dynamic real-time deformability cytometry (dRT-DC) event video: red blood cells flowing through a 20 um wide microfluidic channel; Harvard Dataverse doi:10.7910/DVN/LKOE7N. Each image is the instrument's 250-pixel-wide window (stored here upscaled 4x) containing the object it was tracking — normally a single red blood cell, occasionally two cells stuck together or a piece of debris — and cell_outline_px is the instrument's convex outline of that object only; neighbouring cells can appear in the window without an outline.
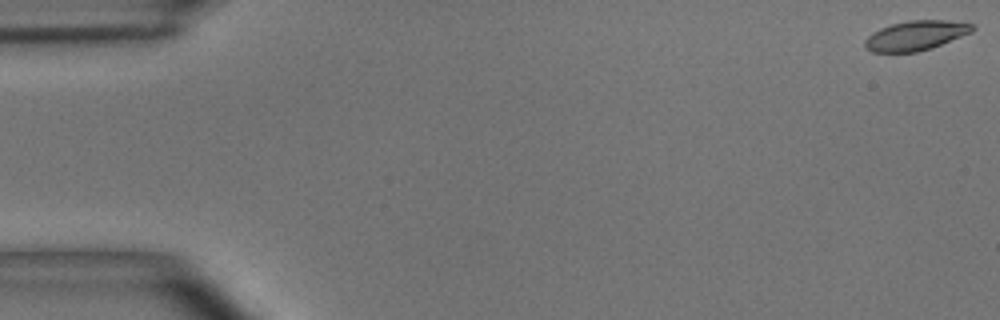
{"species": "common noctule bat (a hibernating species)", "species_latin": "Nyctalus noctula", "temperature_condition": "room temperature", "stored_images_in_passage": 3, "camera_frame_rate_fps": 3000, "um_per_image_px": 0.085, "animal": {"sex": "male", "body_mass_g": 15.6}, "frame": {"image": 1, "passage_image": 1, "time_ms": 0.0, "image_size_px": [1000, 320], "cell_outline_px": [[976, 28], [972, 32], [932, 48], [916, 52], [872, 52], [864, 48], [864, 40], [872, 32], [880, 28], [892, 24], [908, 20], [944, 20], [972, 24]], "centroid_in_image_um": [77.81, 3.02], "position_along_channel_um": 7.2, "area_um2": 18.61}}